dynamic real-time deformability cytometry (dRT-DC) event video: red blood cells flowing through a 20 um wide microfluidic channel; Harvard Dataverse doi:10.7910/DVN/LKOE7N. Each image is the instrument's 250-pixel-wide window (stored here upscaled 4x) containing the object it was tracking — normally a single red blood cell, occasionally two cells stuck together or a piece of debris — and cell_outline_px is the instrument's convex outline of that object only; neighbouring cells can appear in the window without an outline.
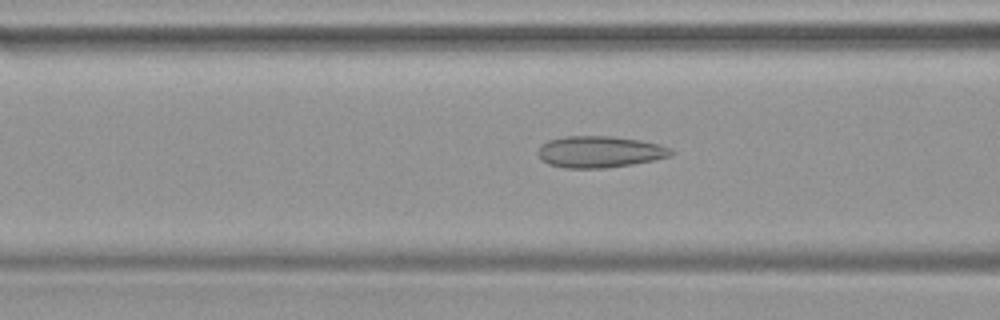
{"species": "common noctule bat (a hibernating species)", "species_latin": "Nyctalus noctula", "temperature_condition": "warm", "stored_images_in_passage": 46, "camera_frame_rate_fps": 3000, "um_per_image_px": 0.085, "animal": {"sex": "female", "body_mass_g": 19.9}, "frame": {"image": 1, "passage_image": 18, "time_ms": 5.667, "image_size_px": [1000, 320], "cell_outline_px": [[676, 152], [672, 156], [656, 160], [632, 164], [604, 168], [564, 168], [548, 164], [536, 152], [540, 144], [548, 140], [564, 136], [612, 136], [640, 140], [660, 144], [672, 148]], "centroid_in_image_um": [51.01, 12.9], "position_along_channel_um": 115.6, "area_um2": 24.8}}
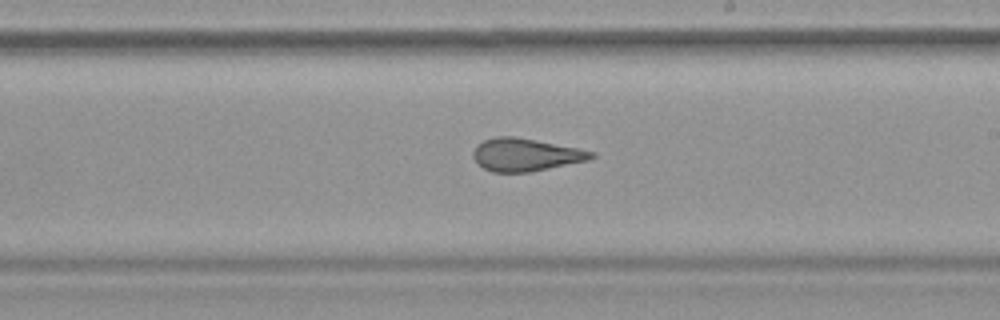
{"frame": {"image": 2, "passage_image": 27, "time_ms": 8.667, "image_size_px": [1000, 320], "cell_outline_px": [[596, 156], [588, 160], [528, 172], [492, 172], [476, 164], [472, 156], [472, 152], [476, 144], [484, 140], [496, 136], [516, 136], [596, 152]], "centroid_in_image_um": [44.61, 13.14], "position_along_channel_um": 244.4, "area_um2": 22.54}}
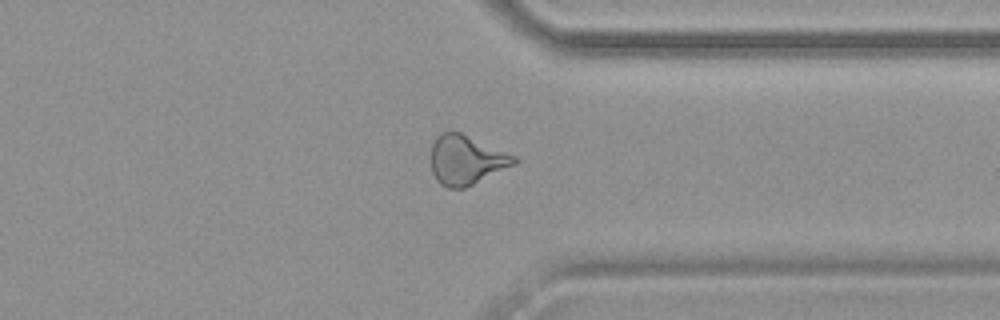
{"frame": {"image": 3, "passage_image": 36, "time_ms": 11.667, "image_size_px": [1000, 320], "cell_outline_px": [[520, 160], [516, 164], [464, 188], [448, 188], [440, 184], [436, 180], [432, 172], [432, 144], [436, 136], [440, 132], [452, 128], [516, 156]], "centroid_in_image_um": [39.62, 13.56], "position_along_channel_um": 371.8, "area_um2": 24.22}}